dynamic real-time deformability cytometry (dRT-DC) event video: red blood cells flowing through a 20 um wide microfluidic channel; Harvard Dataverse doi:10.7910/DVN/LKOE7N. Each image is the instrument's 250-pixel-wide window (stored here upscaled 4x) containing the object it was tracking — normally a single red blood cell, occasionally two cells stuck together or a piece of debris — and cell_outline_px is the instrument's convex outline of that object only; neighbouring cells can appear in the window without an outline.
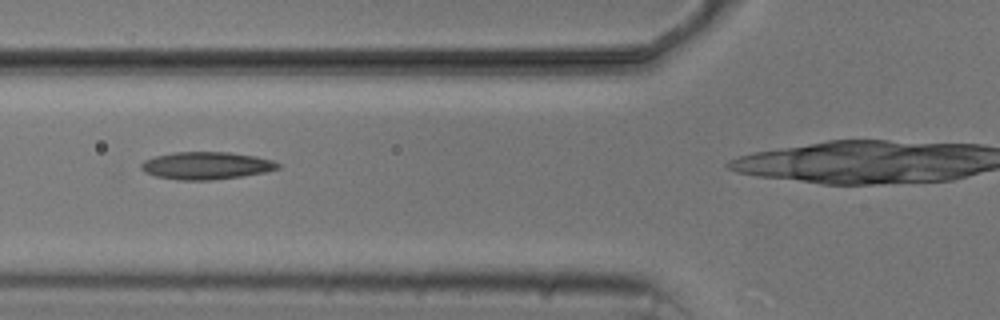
{"species": "common noctule bat (a hibernating species)", "species_latin": "Nyctalus noctula", "temperature_condition": "cold", "stored_images_in_passage": 7, "camera_frame_rate_fps": 3000, "um_per_image_px": 0.085, "animal": {"sex": "male", "body_mass_g": 20.5, "forearm_length_mm": 52.5}, "frame": {"image": 1, "passage_image": 4, "time_ms": 3.667, "image_size_px": [1000, 320], "cell_outline_px": [[280, 168], [264, 172], [240, 176], [212, 180], [180, 180], [156, 176], [144, 172], [140, 168], [140, 164], [144, 160], [156, 156], [176, 152], [228, 152], [256, 156], [272, 160], [280, 164]], "centroid_in_image_um": [17.52, 14.07], "position_along_channel_um": 108.3, "area_um2": 21.79}}
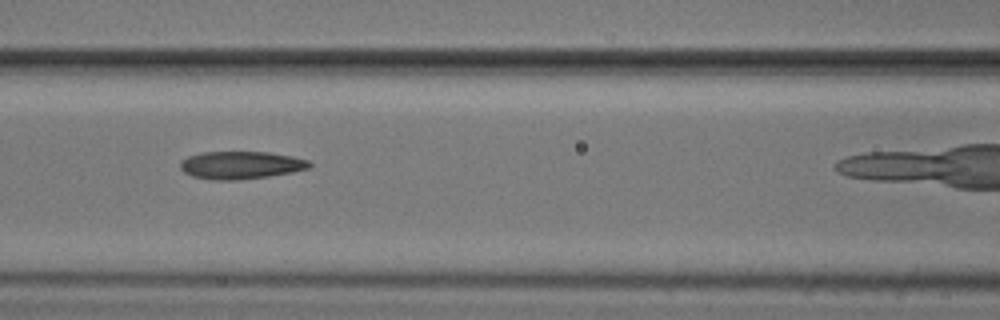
{"frame": {"image": 2, "passage_image": 5, "time_ms": 4.667, "image_size_px": [1000, 320], "cell_outline_px": [[312, 168], [292, 172], [268, 176], [236, 180], [212, 180], [192, 176], [184, 172], [180, 168], [180, 160], [188, 156], [204, 152], [268, 152], [292, 156], [308, 160], [312, 164]], "centroid_in_image_um": [20.47, 14.03], "position_along_channel_um": 146.1, "area_um2": 20.92}}
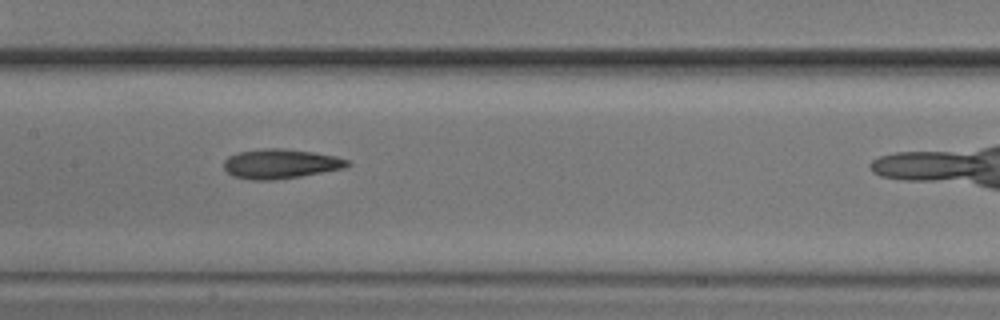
{"frame": {"image": 3, "passage_image": 6, "time_ms": 5.667, "image_size_px": [1000, 320], "cell_outline_px": [[352, 164], [344, 168], [300, 176], [276, 180], [248, 180], [232, 176], [224, 168], [224, 160], [228, 156], [236, 152], [268, 148], [280, 148], [312, 152], [336, 156], [348, 160]], "centroid_in_image_um": [23.82, 13.93], "position_along_channel_um": 183.6, "area_um2": 21.33}}